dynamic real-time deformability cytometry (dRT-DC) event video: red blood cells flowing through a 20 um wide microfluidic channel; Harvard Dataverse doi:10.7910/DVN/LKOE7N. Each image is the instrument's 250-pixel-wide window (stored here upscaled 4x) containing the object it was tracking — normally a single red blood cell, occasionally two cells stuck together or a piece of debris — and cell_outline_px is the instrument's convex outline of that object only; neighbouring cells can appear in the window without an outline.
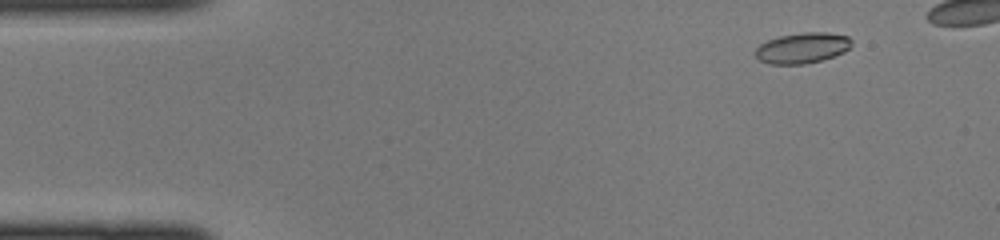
{"species": "common noctule bat (a hibernating species)", "species_latin": "Nyctalus noctula", "temperature_condition": "cold", "stored_images_in_passage": 39, "camera_frame_rate_fps": 3000, "um_per_image_px": 0.085, "animal": {"sex": "female", "body_mass_g": 22.0, "forearm_length_mm": 56.7}, "frame": {"image": 1, "passage_image": 4, "time_ms": 1.0, "image_size_px": [1000, 240], "cell_outline_px": [[852, 44], [844, 52], [820, 60], [804, 64], [768, 64], [760, 60], [756, 56], [756, 48], [760, 44], [768, 40], [780, 36], [808, 32], [824, 32], [848, 36], [852, 40]], "centroid_in_image_um": [68.19, 4.08], "position_along_channel_um": 16.8, "area_um2": 16.94}}
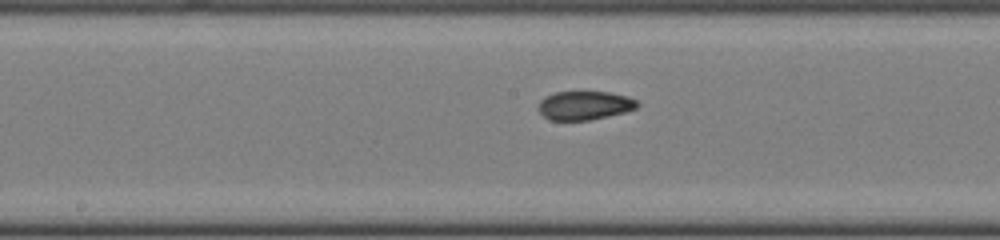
{"frame": {"image": 2, "passage_image": 22, "time_ms": 7.0, "image_size_px": [1000, 240], "cell_outline_px": [[640, 104], [636, 108], [624, 112], [608, 116], [588, 120], [548, 120], [540, 112], [540, 100], [544, 96], [556, 92], [608, 92], [628, 96], [636, 100]], "centroid_in_image_um": [49.7, 8.96], "position_along_channel_um": 198.5, "area_um2": 16.47}}
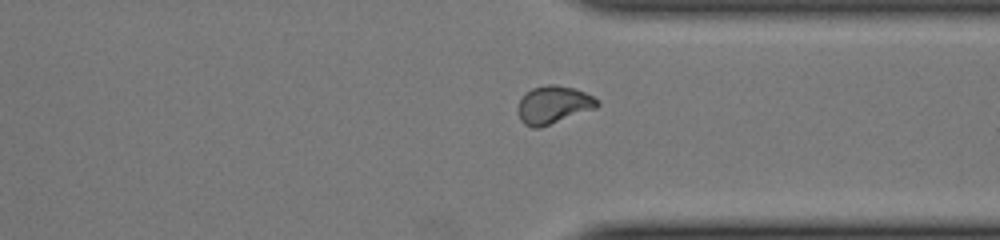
{"frame": {"image": 3, "passage_image": 33, "time_ms": 10.667, "image_size_px": [1000, 240], "cell_outline_px": [[600, 104], [596, 108], [540, 128], [532, 128], [524, 124], [520, 120], [516, 108], [524, 92], [532, 88], [548, 84], [556, 84], [572, 88], [584, 92], [600, 100]], "centroid_in_image_um": [47.01, 8.91], "position_along_channel_um": 364.4, "area_um2": 17.69}}